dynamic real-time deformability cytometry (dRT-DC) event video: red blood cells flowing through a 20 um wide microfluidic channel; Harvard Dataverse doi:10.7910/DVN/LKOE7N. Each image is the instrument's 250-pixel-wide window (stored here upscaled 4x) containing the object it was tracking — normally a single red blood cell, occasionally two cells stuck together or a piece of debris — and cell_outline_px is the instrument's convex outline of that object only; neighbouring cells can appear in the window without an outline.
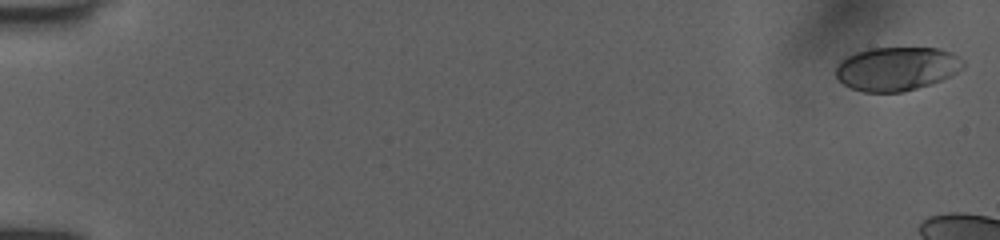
{"species": "human", "species_latin": "Homo sapiens", "temperature_condition": "room temperature", "stored_images_in_passage": 17, "camera_frame_rate_fps": 3000, "um_per_image_px": 0.085, "donor": {"sex": "female"}, "frame": {"image": 1, "passage_image": 1, "time_ms": 0.0, "image_size_px": [1000, 240], "cell_outline_px": [[964, 68], [952, 76], [916, 88], [900, 92], [864, 92], [852, 88], [844, 84], [836, 76], [836, 64], [844, 56], [856, 52], [872, 48], [936, 48], [952, 52], [960, 56], [964, 60]], "centroid_in_image_um": [76.23, 5.83], "position_along_channel_um": 8.8, "area_um2": 32.6}}